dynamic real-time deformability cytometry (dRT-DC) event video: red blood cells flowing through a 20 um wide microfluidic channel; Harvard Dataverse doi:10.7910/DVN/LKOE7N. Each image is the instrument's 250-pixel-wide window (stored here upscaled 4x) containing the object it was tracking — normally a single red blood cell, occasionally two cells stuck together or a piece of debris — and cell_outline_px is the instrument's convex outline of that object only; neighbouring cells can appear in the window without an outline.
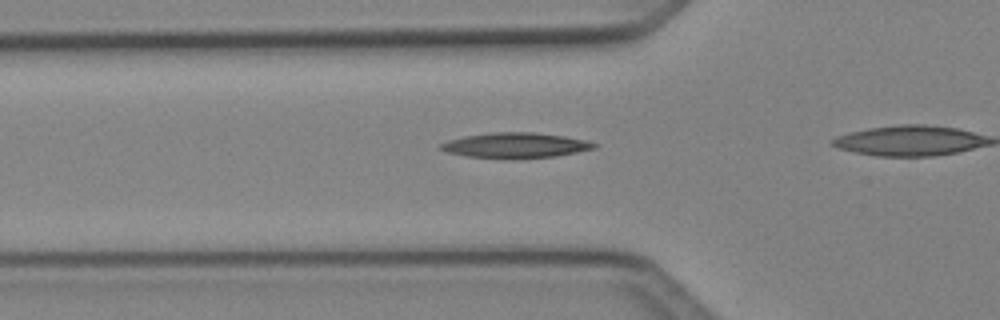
{"species": "Egyptian fruit bat (a non-hibernating species)", "species_latin": "Rousettus aegyptiacus", "temperature_condition": "cold", "stored_images_in_passage": 8, "segment_of_instrument_passage": [2, 2], "camera_frame_rate_fps": 3000, "um_per_image_px": 0.085, "animal": {"sex": "female"}, "frame": {"image": 1, "passage_image": 8, "time_ms": 2.333, "image_size_px": [1000, 320], "cell_outline_px": [[600, 144], [596, 148], [576, 152], [552, 156], [468, 156], [448, 152], [440, 148], [440, 144], [448, 140], [464, 136], [492, 132], [532, 132], [564, 136], [588, 140]], "centroid_in_image_um": [43.87, 12.3], "position_along_channel_um": 81.9, "area_um2": 21.56}}